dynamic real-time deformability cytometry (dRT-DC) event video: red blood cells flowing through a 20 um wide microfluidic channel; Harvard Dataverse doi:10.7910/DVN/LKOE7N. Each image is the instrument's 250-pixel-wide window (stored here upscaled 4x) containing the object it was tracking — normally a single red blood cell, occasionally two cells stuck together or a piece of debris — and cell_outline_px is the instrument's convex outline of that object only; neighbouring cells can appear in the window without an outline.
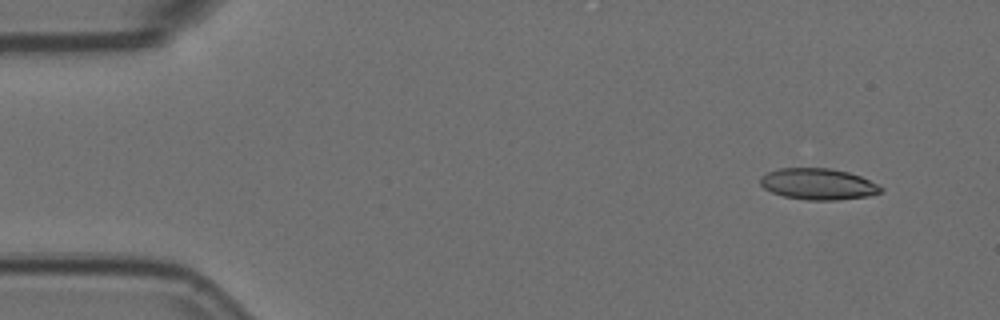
{"species": "Egyptian fruit bat (a non-hibernating species)", "species_latin": "Rousettus aegyptiacus", "temperature_condition": "room temperature", "stored_images_in_passage": 53, "camera_frame_rate_fps": 3000, "um_per_image_px": 0.085, "animal": {"sex": "female"}, "frame": {"image": 1, "passage_image": 1, "time_ms": 0.0, "image_size_px": [1000, 320], "cell_outline_px": [[884, 188], [880, 192], [868, 196], [840, 200], [808, 200], [784, 196], [772, 192], [764, 188], [760, 184], [760, 176], [768, 172], [780, 168], [828, 168], [848, 172], [860, 176]], "centroid_in_image_um": [69.52, 15.64], "position_along_channel_um": 15.5, "area_um2": 21.85}}
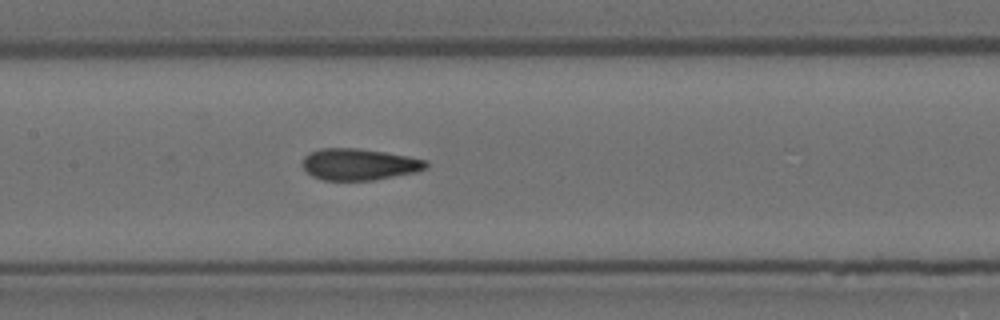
{"frame": {"image": 2, "passage_image": 23, "time_ms": 7.333, "image_size_px": [1000, 320], "cell_outline_px": [[428, 168], [416, 172], [372, 180], [324, 180], [312, 176], [304, 168], [304, 156], [308, 152], [320, 148], [356, 148], [384, 152], [408, 156], [428, 160]], "centroid_in_image_um": [30.55, 13.96], "position_along_channel_um": 176.9, "area_um2": 22.66}}
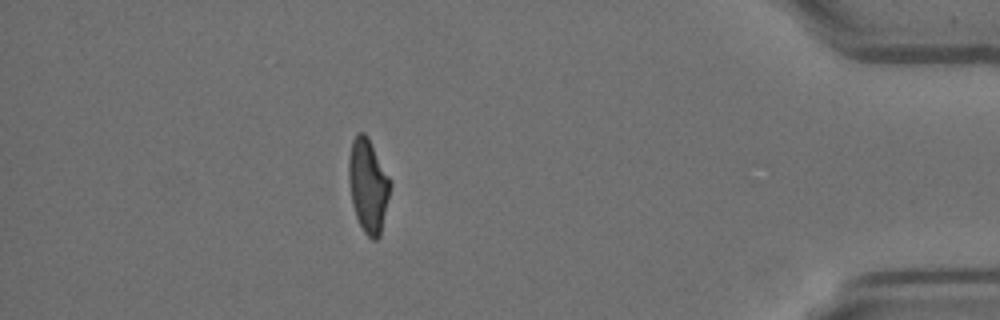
{"frame": {"image": 3, "passage_image": 46, "time_ms": 15.0, "image_size_px": [1000, 320], "cell_outline_px": [[392, 184], [380, 236], [376, 240], [372, 240], [364, 232], [356, 216], [352, 204], [348, 180], [348, 160], [352, 140], [356, 132], [364, 132], [368, 136], [392, 180]], "centroid_in_image_um": [31.3, 15.74], "position_along_channel_um": 403.9, "area_um2": 23.06}, "authors_computed_cell_mechanics": {"area_um2": 22.7154, "velocity_mm_per_s": 3.5934, "shape_relaxation_time_tau1_ms": 7.8301, "shape_relaxation_time_tau2_ms": 1.3353, "deformation_change_tau1": 0.2122, "deformation_change_tau2": 0.0777}}